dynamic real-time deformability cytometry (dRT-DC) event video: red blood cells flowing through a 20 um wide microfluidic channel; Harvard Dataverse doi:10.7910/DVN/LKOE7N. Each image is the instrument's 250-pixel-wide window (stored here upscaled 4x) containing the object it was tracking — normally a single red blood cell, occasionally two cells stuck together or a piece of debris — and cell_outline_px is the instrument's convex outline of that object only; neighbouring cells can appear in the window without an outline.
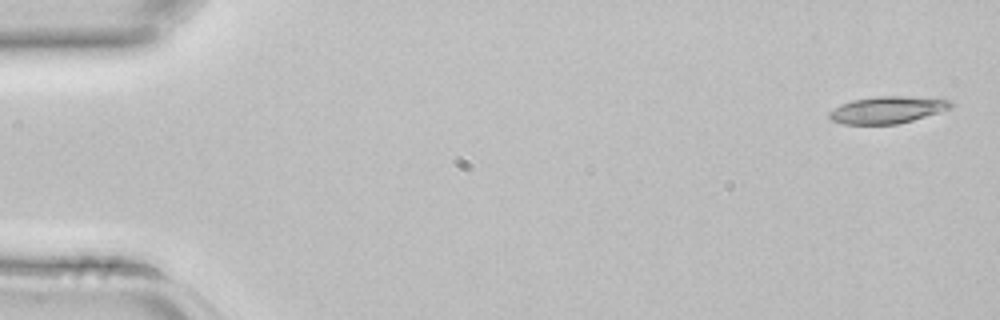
{"species": "common noctule bat (a hibernating species)", "species_latin": "Nyctalus noctula", "temperature_condition": "room temperature", "stored_images_in_passage": 4, "camera_frame_rate_fps": 3000, "um_per_image_px": 0.085, "animal": {"sex": "female", "body_mass_g": 22.7, "forearm_length_mm": 54.2}, "frame": {"image": 1, "passage_image": 1, "time_ms": 0.0, "image_size_px": [1000, 320], "cell_outline_px": [[952, 108], [940, 112], [912, 120], [896, 124], [844, 124], [828, 120], [828, 112], [840, 104], [852, 100], [876, 96], [904, 96], [952, 100]], "centroid_in_image_um": [75.38, 9.34], "position_along_channel_um": 9.6, "area_um2": 19.19}}
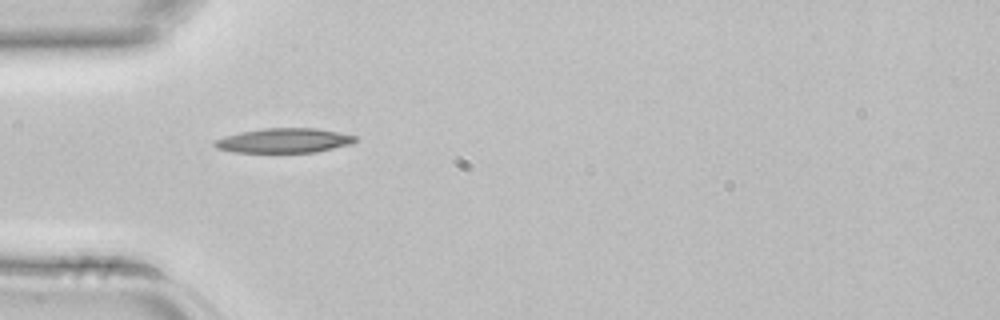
{"frame": {"image": 2, "passage_image": 4, "time_ms": 1.0, "image_size_px": [1000, 320], "cell_outline_px": [[356, 140], [352, 144], [316, 152], [232, 152], [216, 148], [212, 144], [212, 140], [224, 136], [240, 132], [264, 128], [316, 128], [356, 136]], "centroid_in_image_um": [24.09, 11.95], "position_along_channel_um": 60.9, "area_um2": 20.17}}